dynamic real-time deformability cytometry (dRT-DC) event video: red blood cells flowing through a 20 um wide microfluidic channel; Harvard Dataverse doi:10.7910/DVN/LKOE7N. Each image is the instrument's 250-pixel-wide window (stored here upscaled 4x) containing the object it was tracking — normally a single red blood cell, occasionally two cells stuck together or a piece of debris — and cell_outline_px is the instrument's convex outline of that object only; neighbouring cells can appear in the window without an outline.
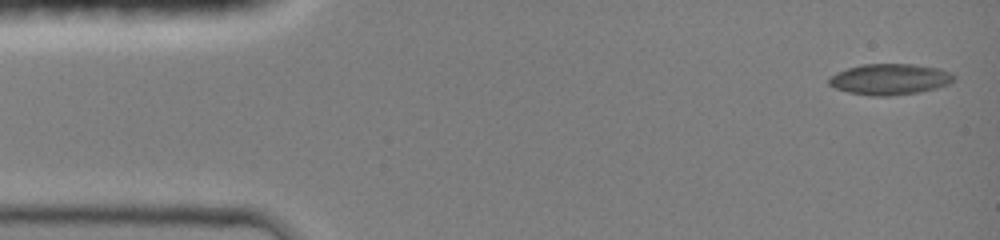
{"species": "common noctule bat (a hibernating species)", "species_latin": "Nyctalus noctula", "temperature_condition": "room temperature", "stored_images_in_passage": 22, "camera_frame_rate_fps": 3000, "um_per_image_px": 0.085, "animal": {"sex": "female", "body_mass_g": 19.0, "forearm_length_mm": 51.5}, "frame": {"image": 1, "passage_image": 1, "time_ms": 0.0, "image_size_px": [1000, 240], "cell_outline_px": [[956, 76], [948, 84], [936, 88], [916, 92], [888, 96], [872, 96], [848, 92], [836, 88], [828, 84], [828, 76], [836, 72], [848, 68], [864, 64], [912, 64], [940, 68], [952, 72]], "centroid_in_image_um": [75.62, 6.73], "position_along_channel_um": 9.4, "area_um2": 22.54}}
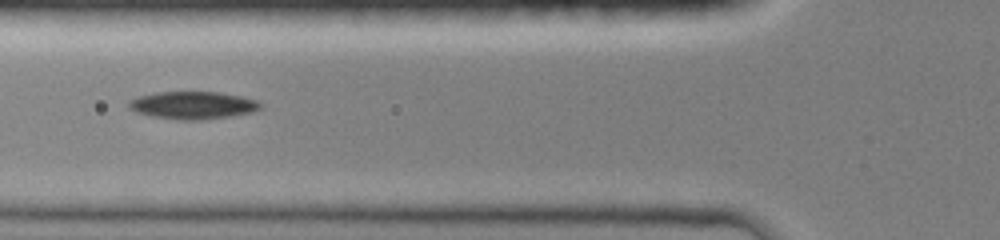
{"frame": {"image": 2, "passage_image": 13, "time_ms": 4.0, "image_size_px": [1000, 240], "cell_outline_px": [[264, 104], [260, 108], [252, 112], [232, 116], [200, 120], [180, 120], [152, 116], [140, 112], [132, 108], [128, 104], [128, 100], [140, 96], [156, 92], [220, 92], [240, 96], [256, 100]], "centroid_in_image_um": [16.45, 8.94], "position_along_channel_um": 109.4, "area_um2": 20.98}}
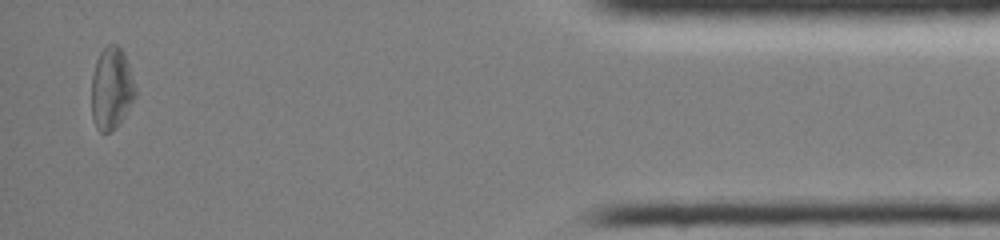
{"frame": {"image": 3, "passage_image": 22, "time_ms": 7.0, "image_size_px": [1000, 240], "cell_outline_px": [[136, 96], [120, 124], [116, 128], [108, 132], [100, 132], [96, 128], [92, 120], [92, 76], [96, 60], [100, 52], [108, 44], [116, 44], [124, 52], [136, 88]], "centroid_in_image_um": [9.47, 7.54], "position_along_channel_um": 425.7, "area_um2": 21.1}}